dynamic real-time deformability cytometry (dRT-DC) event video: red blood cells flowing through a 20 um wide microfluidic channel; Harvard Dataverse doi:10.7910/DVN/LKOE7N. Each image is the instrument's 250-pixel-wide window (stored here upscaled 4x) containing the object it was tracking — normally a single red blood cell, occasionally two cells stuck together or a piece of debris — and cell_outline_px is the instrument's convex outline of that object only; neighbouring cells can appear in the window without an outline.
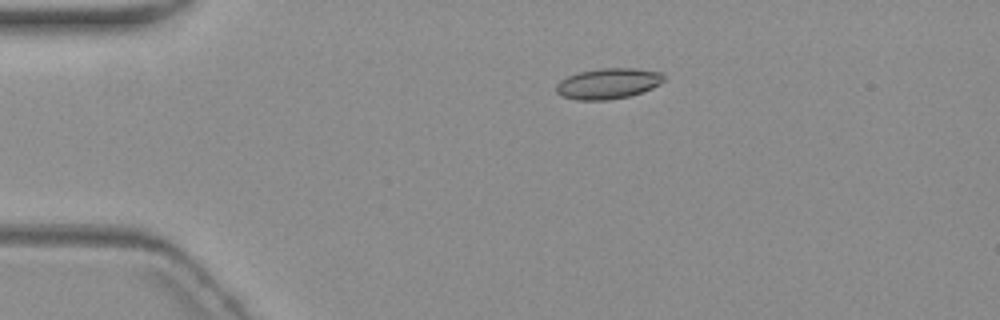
{"species": "common noctule bat (a hibernating species)", "species_latin": "Nyctalus noctula", "temperature_condition": "warm", "stored_images_in_passage": 6, "camera_frame_rate_fps": 3000, "um_per_image_px": 0.085, "animal": {"sex": "female", "body_mass_g": 19.3, "forearm_length_mm": 54.1}, "frame": {"image": 1, "passage_image": 1, "time_ms": 0.0, "image_size_px": [1000, 320], "cell_outline_px": [[664, 80], [660, 84], [652, 88], [628, 96], [608, 100], [576, 100], [560, 96], [556, 92], [556, 84], [560, 80], [568, 76], [580, 72], [600, 68], [636, 68], [660, 72], [664, 76]], "centroid_in_image_um": [51.66, 7.1], "position_along_channel_um": 33.3, "area_um2": 19.25}}
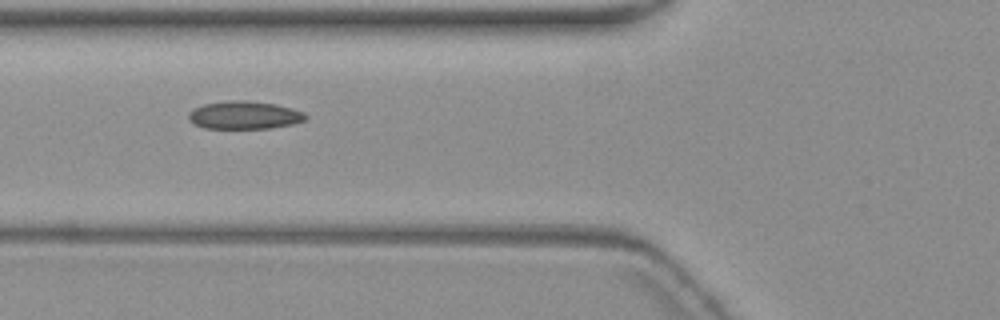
{"frame": {"image": 2, "passage_image": 3, "time_ms": 3.333, "image_size_px": [1000, 320], "cell_outline_px": [[308, 116], [304, 120], [292, 124], [272, 128], [204, 128], [188, 120], [188, 112], [192, 108], [204, 104], [236, 100], [244, 100], [276, 104], [292, 108], [304, 112]], "centroid_in_image_um": [20.76, 9.78], "position_along_channel_um": 105.0, "area_um2": 19.02}}
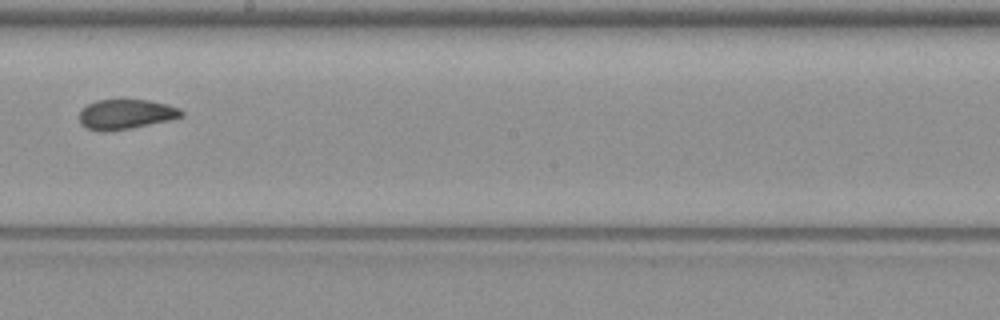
{"frame": {"image": 3, "passage_image": 6, "time_ms": 7.0, "image_size_px": [1000, 320], "cell_outline_px": [[184, 116], [168, 120], [132, 128], [104, 132], [100, 132], [88, 128], [80, 124], [80, 112], [88, 104], [96, 100], [148, 100], [168, 104], [180, 108], [184, 112]], "centroid_in_image_um": [10.71, 9.71], "position_along_channel_um": 237.5, "area_um2": 17.74}}